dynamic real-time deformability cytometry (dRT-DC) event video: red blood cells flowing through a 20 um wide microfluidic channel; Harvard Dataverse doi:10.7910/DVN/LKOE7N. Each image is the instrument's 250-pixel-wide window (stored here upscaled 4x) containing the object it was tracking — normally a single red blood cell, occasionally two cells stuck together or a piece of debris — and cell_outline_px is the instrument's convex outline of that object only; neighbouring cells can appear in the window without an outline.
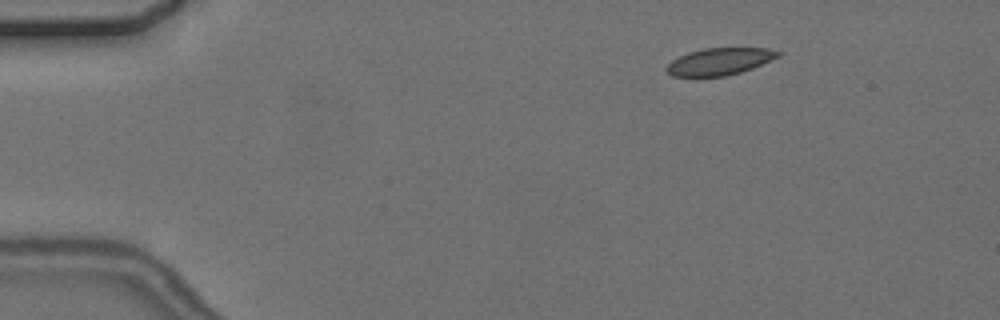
{"species": "common noctule bat (a hibernating species)", "species_latin": "Nyctalus noctula", "temperature_condition": "cold", "stored_images_in_passage": 8, "camera_frame_rate_fps": 3000, "um_per_image_px": 0.085, "animal": {"sex": "female", "body_mass_g": 24.6, "forearm_length_mm": 56.2}, "frame": {"image": 1, "passage_image": 3, "time_ms": 2.333, "image_size_px": [1000, 320], "cell_outline_px": [[780, 56], [752, 68], [740, 72], [724, 76], [672, 76], [664, 68], [672, 60], [688, 52], [704, 48], [768, 48], [780, 52]], "centroid_in_image_um": [61.15, 5.22], "position_along_channel_um": 23.9, "area_um2": 17.4}}
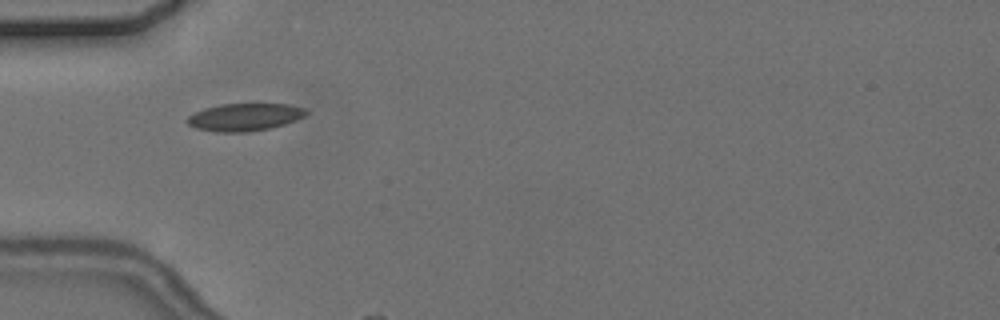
{"frame": {"image": 2, "passage_image": 6, "time_ms": 5.667, "image_size_px": [1000, 320], "cell_outline_px": [[308, 112], [304, 116], [296, 120], [272, 128], [248, 132], [216, 132], [196, 128], [188, 124], [184, 120], [188, 116], [204, 108], [220, 104], [256, 100], [288, 104], [304, 108]], "centroid_in_image_um": [20.82, 9.9], "position_along_channel_um": 64.2, "area_um2": 20.11}}